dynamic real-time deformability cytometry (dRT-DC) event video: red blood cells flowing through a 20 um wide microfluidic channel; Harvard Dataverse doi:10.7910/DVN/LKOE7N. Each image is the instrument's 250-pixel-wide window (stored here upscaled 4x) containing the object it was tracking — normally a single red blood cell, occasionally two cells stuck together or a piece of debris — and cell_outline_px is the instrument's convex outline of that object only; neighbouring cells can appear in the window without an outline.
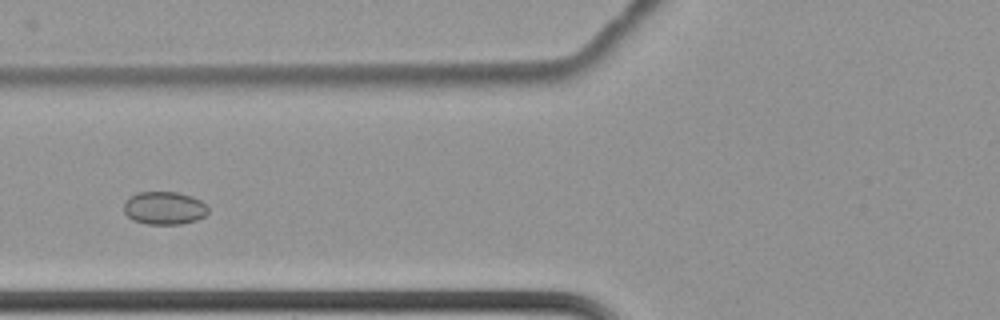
{"species": "common noctule bat (a hibernating species)", "species_latin": "Nyctalus noctula", "temperature_condition": "cold", "stored_images_in_passage": 9, "camera_frame_rate_fps": 3000, "um_per_image_px": 0.085, "animal": {"sex": "female", "body_mass_g": 22.7, "forearm_length_mm": 54.2}, "frame": {"image": 1, "passage_image": 4, "time_ms": 1.0, "image_size_px": [1000, 320], "cell_outline_px": [[208, 212], [204, 216], [196, 220], [180, 224], [148, 224], [132, 220], [124, 212], [124, 204], [136, 192], [176, 192], [192, 196], [200, 200], [208, 208]], "centroid_in_image_um": [13.97, 17.69], "position_along_channel_um": 111.8, "area_um2": 16.07}}
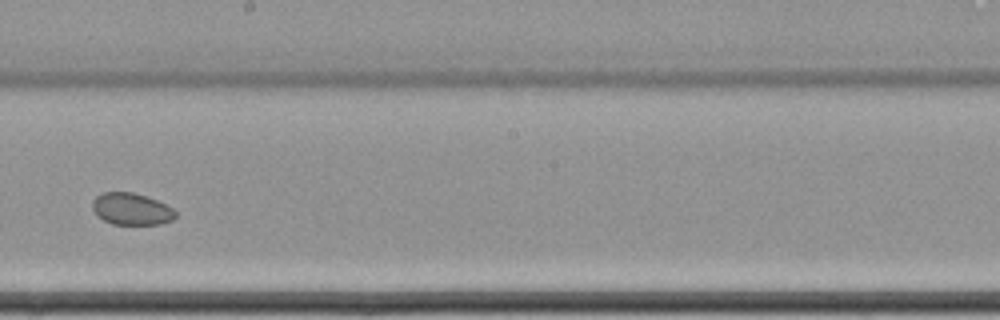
{"frame": {"image": 2, "passage_image": 7, "time_ms": 2.0, "image_size_px": [1000, 320], "cell_outline_px": [[176, 216], [172, 220], [160, 224], [112, 224], [96, 216], [92, 208], [92, 200], [96, 196], [104, 192], [132, 192], [148, 196], [172, 208], [176, 212]], "centroid_in_image_um": [11.14, 17.76], "position_along_channel_um": 237.1, "area_um2": 15.49}}
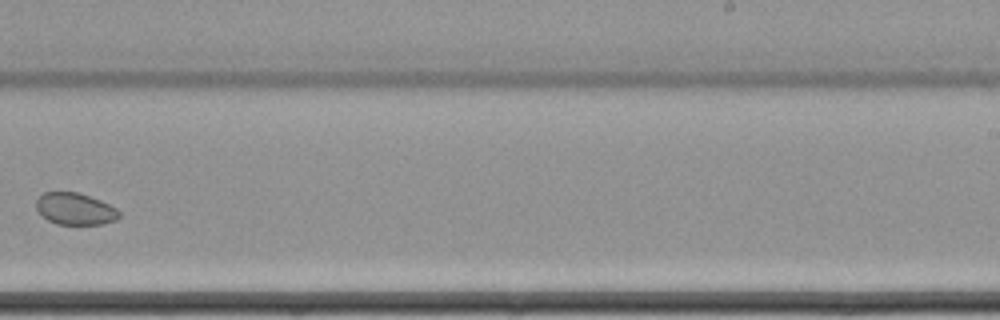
{"frame": {"image": 3, "passage_image": 8, "time_ms": 2.333, "image_size_px": [1000, 320], "cell_outline_px": [[120, 216], [116, 220], [104, 224], [56, 224], [48, 220], [36, 208], [36, 200], [44, 192], [76, 192], [100, 200], [116, 208], [120, 212]], "centroid_in_image_um": [6.4, 17.76], "position_along_channel_um": 282.6, "area_um2": 15.26}}